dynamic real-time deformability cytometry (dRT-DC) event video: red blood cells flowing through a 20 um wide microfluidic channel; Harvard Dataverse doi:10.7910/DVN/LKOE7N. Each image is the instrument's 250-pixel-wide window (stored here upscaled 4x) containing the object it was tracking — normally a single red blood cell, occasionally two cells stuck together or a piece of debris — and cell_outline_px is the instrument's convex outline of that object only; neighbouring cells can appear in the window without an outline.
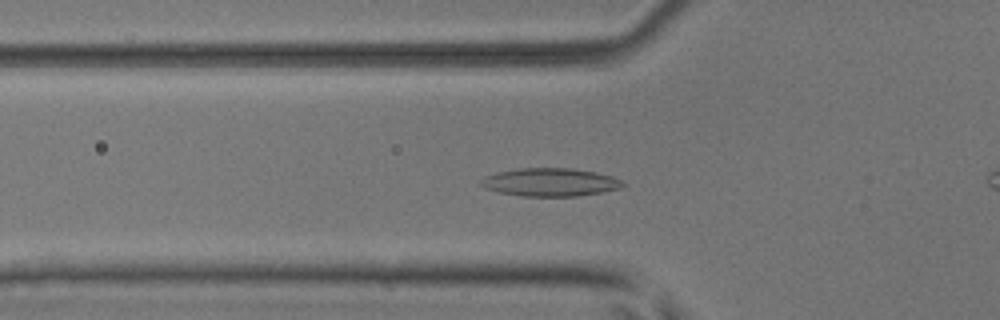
{"species": "common noctule bat (a hibernating species)", "species_latin": "Nyctalus noctula", "temperature_condition": "room temperature", "stored_images_in_passage": 53, "camera_frame_rate_fps": 3000, "um_per_image_px": 0.085, "animal": {"sex": "male", "body_mass_g": 17.9, "forearm_length_mm": 54.2}, "frame": {"image": 1, "passage_image": 18, "time_ms": 5.667, "image_size_px": [1000, 320], "cell_outline_px": [[628, 184], [620, 188], [580, 196], [524, 196], [500, 192], [484, 188], [480, 184], [480, 180], [484, 176], [496, 172], [520, 168], [572, 168], [596, 172], [612, 176]], "centroid_in_image_um": [46.76, 15.48], "position_along_channel_um": 79.0, "area_um2": 23.29}}
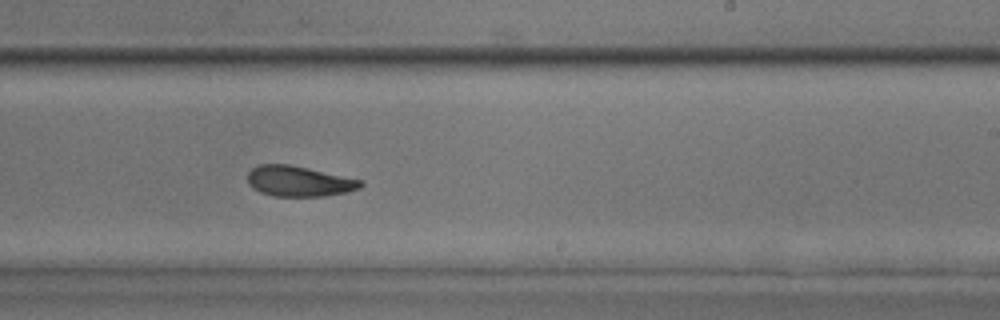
{"frame": {"image": 2, "passage_image": 32, "time_ms": 10.333, "image_size_px": [1000, 320], "cell_outline_px": [[364, 184], [360, 188], [348, 192], [324, 196], [276, 196], [260, 192], [252, 188], [248, 184], [248, 172], [252, 168], [260, 164], [288, 164], [364, 180]], "centroid_in_image_um": [25.43, 15.4], "position_along_channel_um": 263.6, "area_um2": 20.11}}
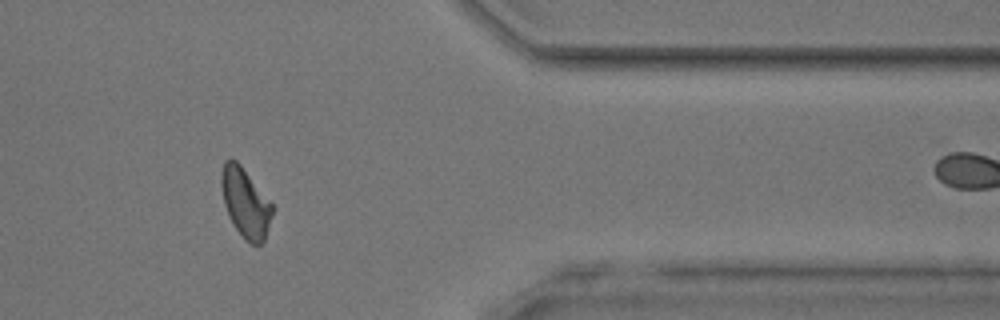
{"frame": {"image": 3, "passage_image": 43, "time_ms": 14.0, "image_size_px": [1000, 320], "cell_outline_px": [[272, 212], [264, 240], [260, 244], [252, 244], [244, 240], [228, 216], [224, 204], [220, 184], [220, 176], [224, 160], [236, 160], [240, 164], [272, 204]], "centroid_in_image_um": [20.82, 17.23], "position_along_channel_um": 390.6, "area_um2": 20.23}, "authors_computed_cell_mechanics": {"area_um2": 20.6346, "velocity_mm_per_s": 3.9671, "shape_relaxation_time_tau1_ms": 7.4055, "shape_relaxation_time_tau2_ms": 3.5533, "deformation_change_tau1": 0.1529, "deformation_change_tau2": 0.1107}}